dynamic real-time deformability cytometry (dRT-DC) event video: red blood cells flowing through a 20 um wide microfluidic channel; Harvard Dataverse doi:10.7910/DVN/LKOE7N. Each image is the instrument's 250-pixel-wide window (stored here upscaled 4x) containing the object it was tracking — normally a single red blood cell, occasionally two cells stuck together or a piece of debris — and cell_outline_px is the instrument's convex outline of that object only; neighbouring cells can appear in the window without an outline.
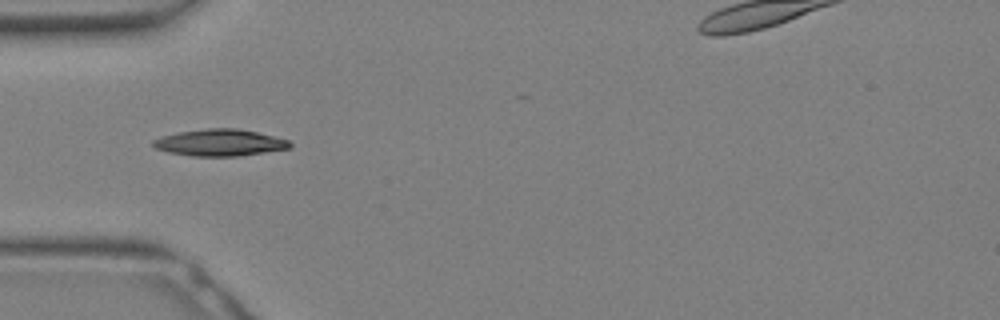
{"species": "Egyptian fruit bat (a non-hibernating species)", "species_latin": "Rousettus aegyptiacus", "temperature_condition": "warm", "stored_images_in_passage": 10, "camera_frame_rate_fps": 3000, "um_per_image_px": 0.085, "animal": {"sex": "female"}, "frame": {"image": 1, "passage_image": 1, "time_ms": 0.0, "image_size_px": [1000, 320], "cell_outline_px": [[292, 148], [240, 156], [192, 156], [168, 152], [156, 148], [152, 144], [152, 140], [164, 136], [180, 132], [208, 128], [236, 128], [256, 132], [288, 140], [292, 144]], "centroid_in_image_um": [18.71, 12.13], "position_along_channel_um": 66.3, "area_um2": 21.15}}
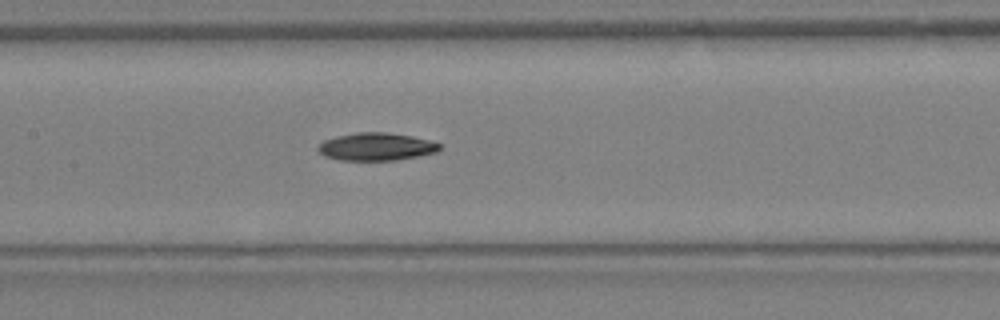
{"frame": {"image": 2, "passage_image": 6, "time_ms": 1.667, "image_size_px": [1000, 320], "cell_outline_px": [[440, 148], [436, 152], [396, 160], [340, 160], [324, 156], [316, 148], [324, 140], [336, 136], [356, 132], [384, 132], [412, 136], [428, 140], [440, 144]], "centroid_in_image_um": [31.94, 12.46], "position_along_channel_um": 175.5, "area_um2": 19.48}}
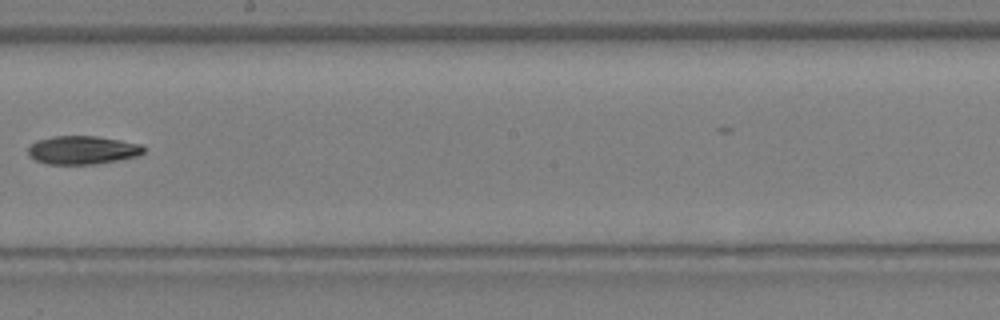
{"frame": {"image": 3, "passage_image": 9, "time_ms": 2.667, "image_size_px": [1000, 320], "cell_outline_px": [[148, 148], [140, 156], [92, 164], [48, 164], [36, 160], [28, 156], [28, 148], [36, 140], [52, 136], [96, 136], [144, 144]], "centroid_in_image_um": [7.06, 12.74], "position_along_channel_um": 241.1, "area_um2": 19.31}}